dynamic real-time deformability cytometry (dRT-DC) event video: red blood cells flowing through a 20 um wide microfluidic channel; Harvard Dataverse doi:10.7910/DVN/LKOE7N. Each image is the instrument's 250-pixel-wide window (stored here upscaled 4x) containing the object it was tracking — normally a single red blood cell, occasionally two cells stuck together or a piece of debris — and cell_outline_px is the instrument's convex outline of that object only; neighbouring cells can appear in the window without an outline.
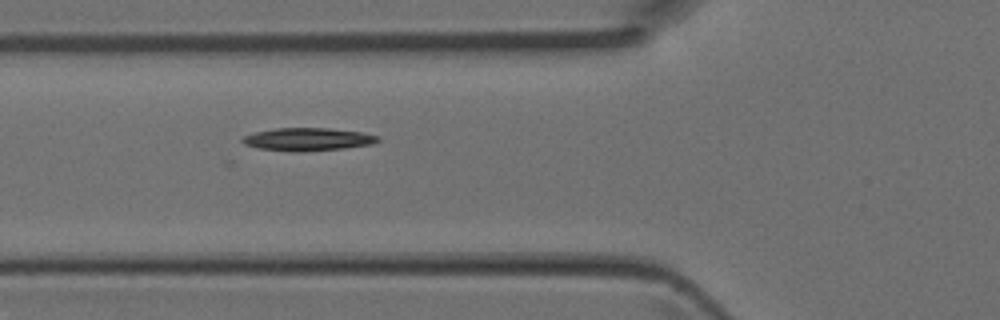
{"species": "Egyptian fruit bat (a non-hibernating species)", "species_latin": "Rousettus aegyptiacus", "temperature_condition": "room temperature", "stored_images_in_passage": 5, "camera_frame_rate_fps": 3000, "um_per_image_px": 0.085, "animal": {"sex": "female"}, "frame": {"image": 1, "passage_image": 5, "time_ms": 1.333, "image_size_px": [1000, 320], "cell_outline_px": [[380, 140], [372, 144], [344, 148], [304, 152], [292, 152], [260, 148], [244, 144], [240, 140], [244, 136], [256, 132], [276, 128], [328, 128], [364, 132], [380, 136]], "centroid_in_image_um": [26.2, 11.84], "position_along_channel_um": 99.6, "area_um2": 18.15}}